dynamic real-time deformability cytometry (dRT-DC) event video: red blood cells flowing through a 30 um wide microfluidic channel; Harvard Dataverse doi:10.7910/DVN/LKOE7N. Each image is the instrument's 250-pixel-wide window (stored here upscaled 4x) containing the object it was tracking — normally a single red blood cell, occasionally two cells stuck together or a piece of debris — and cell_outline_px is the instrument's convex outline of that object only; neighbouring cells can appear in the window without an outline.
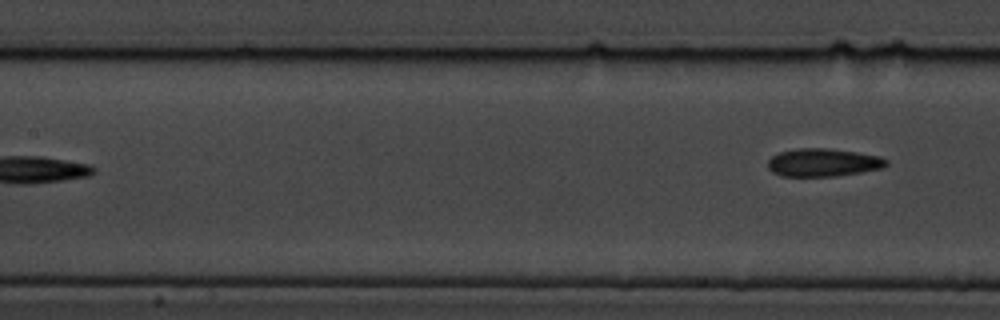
{"species": "common noctule bat (a hibernating species)", "species_latin": "Nyctalus noctula", "temperature_condition": "cold", "stored_images_in_passage": 7, "segment_of_instrument_passage": [2, 2], "camera_frame_rate_fps": 3000, "um_per_image_px": 0.085, "animal": {"sex": "male", "body_mass_g": 19.5, "forearm_length_mm": 54.6}, "frame": {"image": 1, "passage_image": 7, "time_ms": 7.333, "image_size_px": [1000, 320], "cell_outline_px": [[888, 164], [880, 168], [860, 172], [836, 176], [780, 176], [772, 172], [768, 168], [768, 160], [772, 156], [780, 152], [796, 148], [828, 148], [856, 152], [880, 156], [888, 160]], "centroid_in_image_um": [69.94, 13.81], "position_along_channel_um": 137.5, "area_um2": 19.31}}